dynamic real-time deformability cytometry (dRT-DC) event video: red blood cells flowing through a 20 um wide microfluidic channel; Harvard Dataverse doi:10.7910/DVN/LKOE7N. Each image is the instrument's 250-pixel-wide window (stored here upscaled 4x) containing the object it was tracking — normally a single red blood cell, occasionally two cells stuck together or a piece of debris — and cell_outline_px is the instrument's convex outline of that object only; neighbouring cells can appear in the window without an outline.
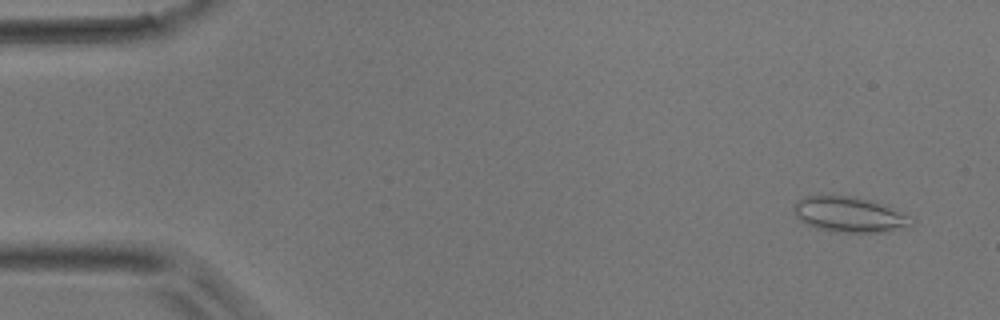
{"species": "common noctule bat (a hibernating species)", "species_latin": "Nyctalus noctula", "temperature_condition": "room temperature", "stored_images_in_passage": 51, "segment_of_instrument_passage": [1, 2], "camera_frame_rate_fps": 3000, "um_per_image_px": 0.085, "animal": {"sex": "male", "body_mass_g": 17.9}, "frame": {"image": 1, "passage_image": 3, "time_ms": 0.667, "image_size_px": [1000, 320], "cell_outline_px": [[916, 220], [912, 228], [888, 232], [836, 232], [816, 228], [800, 220], [796, 216], [792, 208], [796, 200], [804, 196], [856, 196], [868, 200], [908, 216]], "centroid_in_image_um": [72.21, 18.26], "position_along_channel_um": 12.8, "area_um2": 24.22}}
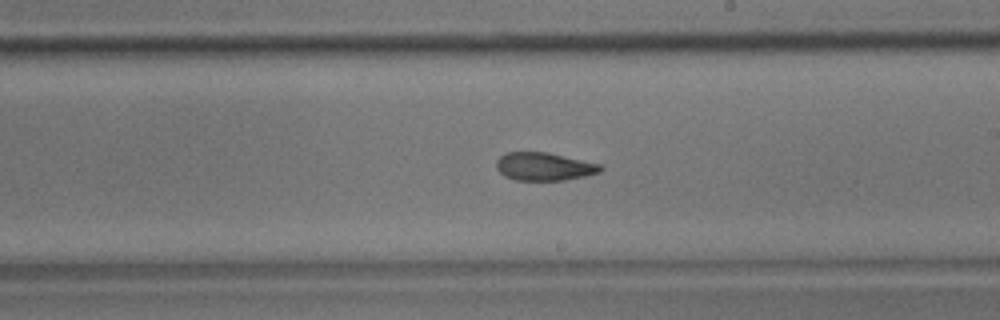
{"frame": {"image": 2, "passage_image": 29, "time_ms": 9.333, "image_size_px": [1000, 320], "cell_outline_px": [[604, 168], [600, 172], [584, 176], [564, 180], [516, 180], [504, 176], [496, 168], [496, 160], [504, 152], [548, 152], [600, 164]], "centroid_in_image_um": [46.23, 14.15], "position_along_channel_um": 242.8, "area_um2": 17.05}}
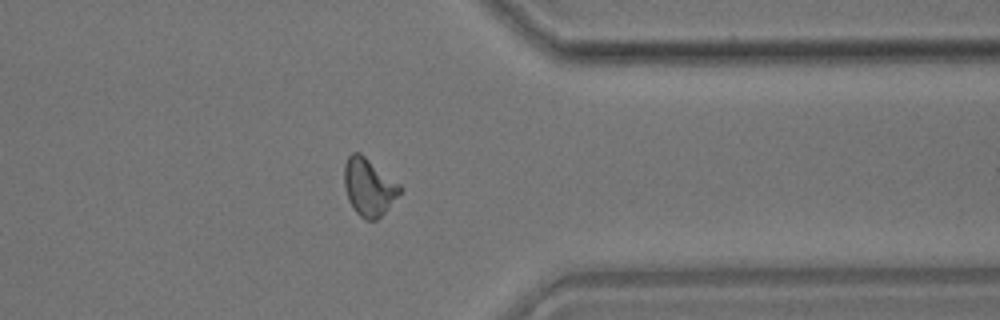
{"frame": {"image": 3, "passage_image": 40, "time_ms": 13.0, "image_size_px": [1000, 320], "cell_outline_px": [[404, 188], [388, 208], [376, 220], [364, 220], [356, 212], [348, 200], [344, 184], [344, 164], [348, 156], [352, 152], [360, 152], [400, 184]], "centroid_in_image_um": [31.34, 15.89], "position_along_channel_um": 380.1, "area_um2": 18.67}}